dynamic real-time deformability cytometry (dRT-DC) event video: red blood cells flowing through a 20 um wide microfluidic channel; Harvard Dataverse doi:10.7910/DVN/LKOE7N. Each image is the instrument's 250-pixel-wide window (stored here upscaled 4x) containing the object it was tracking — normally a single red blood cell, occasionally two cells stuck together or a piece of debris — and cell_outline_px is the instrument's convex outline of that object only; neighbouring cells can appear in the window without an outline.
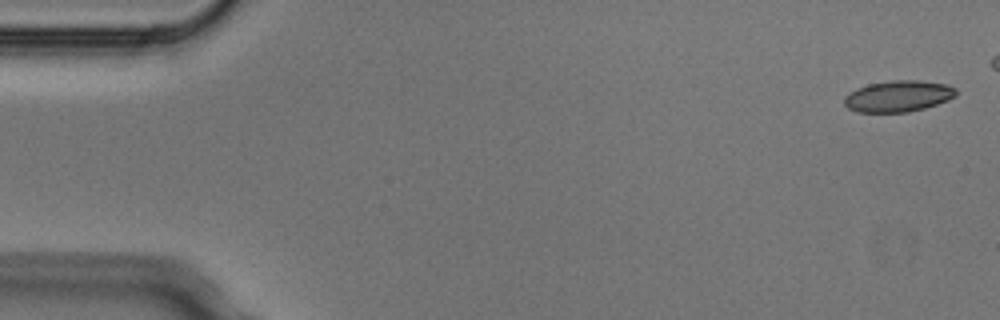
{"species": "Egyptian fruit bat (a non-hibernating species)", "species_latin": "Rousettus aegyptiacus", "temperature_condition": "cold", "stored_images_in_passage": 9, "segment_of_instrument_passage": [1, 2], "camera_frame_rate_fps": 3000, "um_per_image_px": 0.085, "animal": {"sex": "male"}, "frame": {"image": 1, "passage_image": 1, "time_ms": 0.0, "image_size_px": [1000, 320], "cell_outline_px": [[956, 96], [948, 100], [924, 108], [908, 112], [856, 112], [848, 108], [844, 104], [844, 96], [856, 88], [868, 84], [892, 80], [920, 80], [948, 84], [956, 88]], "centroid_in_image_um": [76.35, 8.17], "position_along_channel_um": 8.7, "area_um2": 20.52}}
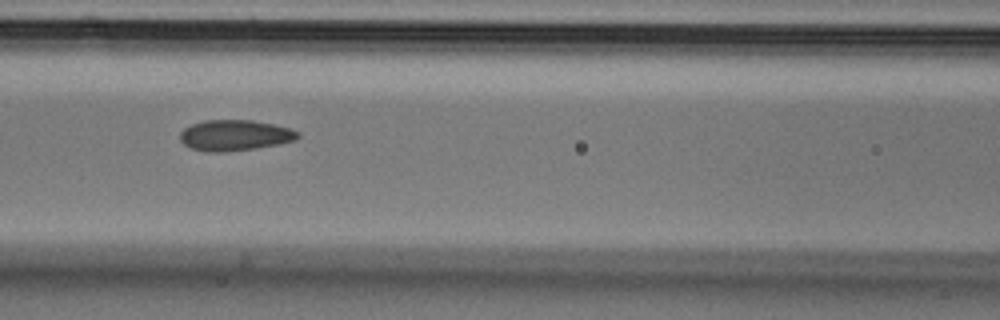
{"frame": {"image": 2, "passage_image": 7, "time_ms": 2.0, "image_size_px": [1000, 320], "cell_outline_px": [[300, 136], [296, 140], [256, 148], [224, 152], [204, 152], [192, 148], [184, 144], [180, 140], [180, 132], [184, 128], [192, 124], [204, 120], [252, 120], [272, 124], [288, 128], [300, 132]], "centroid_in_image_um": [19.94, 11.5], "position_along_channel_um": 146.7, "area_um2": 21.1}}
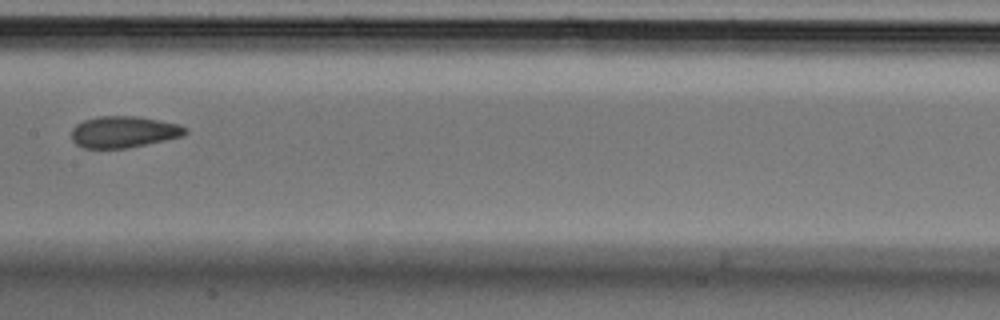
{"frame": {"image": 3, "passage_image": 8, "time_ms": 2.333, "image_size_px": [1000, 320], "cell_outline_px": [[188, 132], [184, 136], [128, 148], [84, 148], [76, 144], [72, 140], [72, 128], [76, 124], [84, 120], [100, 116], [140, 116], [180, 124], [188, 128]], "centroid_in_image_um": [10.55, 11.2], "position_along_channel_um": 196.8, "area_um2": 21.1}}